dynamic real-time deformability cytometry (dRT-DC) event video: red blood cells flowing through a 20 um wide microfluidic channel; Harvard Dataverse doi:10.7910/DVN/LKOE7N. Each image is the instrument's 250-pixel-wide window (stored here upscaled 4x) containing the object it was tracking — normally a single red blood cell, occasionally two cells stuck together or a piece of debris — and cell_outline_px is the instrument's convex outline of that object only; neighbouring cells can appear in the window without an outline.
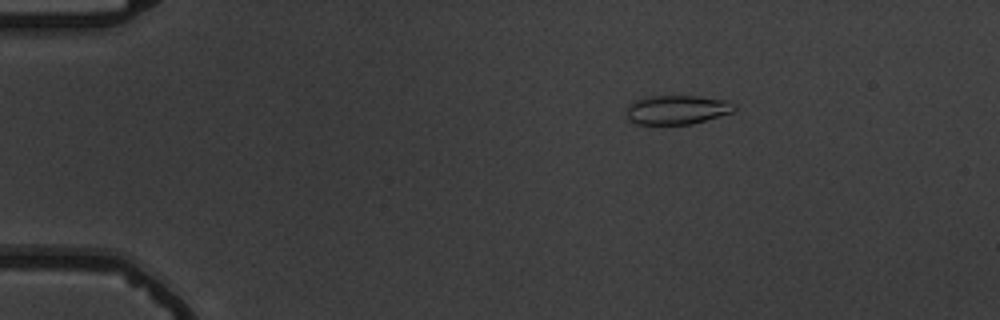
{"species": "common noctule bat (a hibernating species)", "species_latin": "Nyctalus noctula", "temperature_condition": "warm", "stored_images_in_passage": 6, "camera_frame_rate_fps": 3000, "um_per_image_px": 0.085, "animal": {"sex": "male", "body_mass_g": 19.5, "forearm_length_mm": 54.6}, "frame": {"image": 1, "passage_image": 3, "time_ms": 2.333, "image_size_px": [1000, 320], "cell_outline_px": [[736, 108], [732, 112], [692, 124], [636, 124], [628, 120], [628, 104], [636, 100], [652, 96], [700, 96], [728, 100], [736, 104]], "centroid_in_image_um": [57.58, 9.32], "position_along_channel_um": 27.4, "area_um2": 18.26}}